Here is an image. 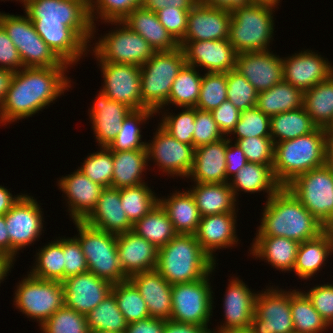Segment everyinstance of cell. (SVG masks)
Wrapping results in <instances>:
<instances>
[{
    "label": "cell",
    "mask_w": 333,
    "mask_h": 333,
    "mask_svg": "<svg viewBox=\"0 0 333 333\" xmlns=\"http://www.w3.org/2000/svg\"><path fill=\"white\" fill-rule=\"evenodd\" d=\"M22 7L36 32L63 62L73 68L90 54L93 24L88 0H27Z\"/></svg>",
    "instance_id": "cell-1"
},
{
    "label": "cell",
    "mask_w": 333,
    "mask_h": 333,
    "mask_svg": "<svg viewBox=\"0 0 333 333\" xmlns=\"http://www.w3.org/2000/svg\"><path fill=\"white\" fill-rule=\"evenodd\" d=\"M68 67H24L13 73L0 105V126L28 119L71 89ZM7 124V125H6Z\"/></svg>",
    "instance_id": "cell-2"
},
{
    "label": "cell",
    "mask_w": 333,
    "mask_h": 333,
    "mask_svg": "<svg viewBox=\"0 0 333 333\" xmlns=\"http://www.w3.org/2000/svg\"><path fill=\"white\" fill-rule=\"evenodd\" d=\"M262 209L256 236L286 237L302 243L326 229L286 187L266 200Z\"/></svg>",
    "instance_id": "cell-3"
},
{
    "label": "cell",
    "mask_w": 333,
    "mask_h": 333,
    "mask_svg": "<svg viewBox=\"0 0 333 333\" xmlns=\"http://www.w3.org/2000/svg\"><path fill=\"white\" fill-rule=\"evenodd\" d=\"M216 263L193 234H177L158 250L156 270L171 284L188 283L214 273Z\"/></svg>",
    "instance_id": "cell-4"
},
{
    "label": "cell",
    "mask_w": 333,
    "mask_h": 333,
    "mask_svg": "<svg viewBox=\"0 0 333 333\" xmlns=\"http://www.w3.org/2000/svg\"><path fill=\"white\" fill-rule=\"evenodd\" d=\"M327 138L325 128L317 127L306 135L275 143L272 170L277 182L285 187L298 175L325 165Z\"/></svg>",
    "instance_id": "cell-5"
},
{
    "label": "cell",
    "mask_w": 333,
    "mask_h": 333,
    "mask_svg": "<svg viewBox=\"0 0 333 333\" xmlns=\"http://www.w3.org/2000/svg\"><path fill=\"white\" fill-rule=\"evenodd\" d=\"M278 6L246 3L231 11L228 41L237 54L271 50L274 10Z\"/></svg>",
    "instance_id": "cell-6"
},
{
    "label": "cell",
    "mask_w": 333,
    "mask_h": 333,
    "mask_svg": "<svg viewBox=\"0 0 333 333\" xmlns=\"http://www.w3.org/2000/svg\"><path fill=\"white\" fill-rule=\"evenodd\" d=\"M186 64L185 54L181 47L173 51L155 52L143 65L141 70L142 106L157 113L167 107L172 84L178 72Z\"/></svg>",
    "instance_id": "cell-7"
},
{
    "label": "cell",
    "mask_w": 333,
    "mask_h": 333,
    "mask_svg": "<svg viewBox=\"0 0 333 333\" xmlns=\"http://www.w3.org/2000/svg\"><path fill=\"white\" fill-rule=\"evenodd\" d=\"M85 255L88 271L97 277L116 284L126 281L117 252V235L93 228L84 221H73Z\"/></svg>",
    "instance_id": "cell-8"
},
{
    "label": "cell",
    "mask_w": 333,
    "mask_h": 333,
    "mask_svg": "<svg viewBox=\"0 0 333 333\" xmlns=\"http://www.w3.org/2000/svg\"><path fill=\"white\" fill-rule=\"evenodd\" d=\"M116 26L108 33L100 35L97 41L89 44L88 51L96 61L122 63L141 66L155 53L149 43L138 33L133 32L122 21H107ZM94 47H91L93 46Z\"/></svg>",
    "instance_id": "cell-9"
},
{
    "label": "cell",
    "mask_w": 333,
    "mask_h": 333,
    "mask_svg": "<svg viewBox=\"0 0 333 333\" xmlns=\"http://www.w3.org/2000/svg\"><path fill=\"white\" fill-rule=\"evenodd\" d=\"M26 275L16 283L13 305L40 326L65 305L64 287L60 281L39 279L28 272Z\"/></svg>",
    "instance_id": "cell-10"
},
{
    "label": "cell",
    "mask_w": 333,
    "mask_h": 333,
    "mask_svg": "<svg viewBox=\"0 0 333 333\" xmlns=\"http://www.w3.org/2000/svg\"><path fill=\"white\" fill-rule=\"evenodd\" d=\"M0 24L16 46L23 67L71 68L43 41L26 14L14 15L0 12Z\"/></svg>",
    "instance_id": "cell-11"
},
{
    "label": "cell",
    "mask_w": 333,
    "mask_h": 333,
    "mask_svg": "<svg viewBox=\"0 0 333 333\" xmlns=\"http://www.w3.org/2000/svg\"><path fill=\"white\" fill-rule=\"evenodd\" d=\"M325 227L333 221V173L323 165L285 186Z\"/></svg>",
    "instance_id": "cell-12"
},
{
    "label": "cell",
    "mask_w": 333,
    "mask_h": 333,
    "mask_svg": "<svg viewBox=\"0 0 333 333\" xmlns=\"http://www.w3.org/2000/svg\"><path fill=\"white\" fill-rule=\"evenodd\" d=\"M212 274L197 281L172 285L171 320L208 328L214 310Z\"/></svg>",
    "instance_id": "cell-13"
},
{
    "label": "cell",
    "mask_w": 333,
    "mask_h": 333,
    "mask_svg": "<svg viewBox=\"0 0 333 333\" xmlns=\"http://www.w3.org/2000/svg\"><path fill=\"white\" fill-rule=\"evenodd\" d=\"M38 201L28 193L5 214L7 232L10 237V258L16 261L20 250L39 241L45 222L43 211Z\"/></svg>",
    "instance_id": "cell-14"
},
{
    "label": "cell",
    "mask_w": 333,
    "mask_h": 333,
    "mask_svg": "<svg viewBox=\"0 0 333 333\" xmlns=\"http://www.w3.org/2000/svg\"><path fill=\"white\" fill-rule=\"evenodd\" d=\"M264 290L257 291L255 311L250 326L253 333H295L290 295L296 288L287 291L279 286L269 285Z\"/></svg>",
    "instance_id": "cell-15"
},
{
    "label": "cell",
    "mask_w": 333,
    "mask_h": 333,
    "mask_svg": "<svg viewBox=\"0 0 333 333\" xmlns=\"http://www.w3.org/2000/svg\"><path fill=\"white\" fill-rule=\"evenodd\" d=\"M153 134L146 144L148 161L152 160L168 177L187 178L194 164L195 147L173 138L160 125Z\"/></svg>",
    "instance_id": "cell-16"
},
{
    "label": "cell",
    "mask_w": 333,
    "mask_h": 333,
    "mask_svg": "<svg viewBox=\"0 0 333 333\" xmlns=\"http://www.w3.org/2000/svg\"><path fill=\"white\" fill-rule=\"evenodd\" d=\"M103 77L100 89L113 101L123 103L132 110L145 109L141 97V70L139 66L97 61Z\"/></svg>",
    "instance_id": "cell-17"
},
{
    "label": "cell",
    "mask_w": 333,
    "mask_h": 333,
    "mask_svg": "<svg viewBox=\"0 0 333 333\" xmlns=\"http://www.w3.org/2000/svg\"><path fill=\"white\" fill-rule=\"evenodd\" d=\"M282 63L284 81L303 92L333 75V65L328 58L310 49L282 57Z\"/></svg>",
    "instance_id": "cell-18"
},
{
    "label": "cell",
    "mask_w": 333,
    "mask_h": 333,
    "mask_svg": "<svg viewBox=\"0 0 333 333\" xmlns=\"http://www.w3.org/2000/svg\"><path fill=\"white\" fill-rule=\"evenodd\" d=\"M179 46L184 51L186 64L201 67V71L227 73L236 69L237 53L228 39L180 41Z\"/></svg>",
    "instance_id": "cell-19"
},
{
    "label": "cell",
    "mask_w": 333,
    "mask_h": 333,
    "mask_svg": "<svg viewBox=\"0 0 333 333\" xmlns=\"http://www.w3.org/2000/svg\"><path fill=\"white\" fill-rule=\"evenodd\" d=\"M71 173L57 179L58 189L65 195L72 222L84 221L95 209L104 187L91 181L79 169Z\"/></svg>",
    "instance_id": "cell-20"
},
{
    "label": "cell",
    "mask_w": 333,
    "mask_h": 333,
    "mask_svg": "<svg viewBox=\"0 0 333 333\" xmlns=\"http://www.w3.org/2000/svg\"><path fill=\"white\" fill-rule=\"evenodd\" d=\"M62 285L65 306L83 315L101 303L112 289L111 283L90 271L69 276L62 281Z\"/></svg>",
    "instance_id": "cell-21"
},
{
    "label": "cell",
    "mask_w": 333,
    "mask_h": 333,
    "mask_svg": "<svg viewBox=\"0 0 333 333\" xmlns=\"http://www.w3.org/2000/svg\"><path fill=\"white\" fill-rule=\"evenodd\" d=\"M236 70L258 93L284 80L282 57L271 50L237 54Z\"/></svg>",
    "instance_id": "cell-22"
},
{
    "label": "cell",
    "mask_w": 333,
    "mask_h": 333,
    "mask_svg": "<svg viewBox=\"0 0 333 333\" xmlns=\"http://www.w3.org/2000/svg\"><path fill=\"white\" fill-rule=\"evenodd\" d=\"M228 281L229 284L223 298V316L225 321L211 330L212 333L251 326L257 293L252 291L237 276L231 277Z\"/></svg>",
    "instance_id": "cell-23"
},
{
    "label": "cell",
    "mask_w": 333,
    "mask_h": 333,
    "mask_svg": "<svg viewBox=\"0 0 333 333\" xmlns=\"http://www.w3.org/2000/svg\"><path fill=\"white\" fill-rule=\"evenodd\" d=\"M88 115L98 146L108 147L122 128V123L132 111L127 105L113 101L101 90L96 95Z\"/></svg>",
    "instance_id": "cell-24"
},
{
    "label": "cell",
    "mask_w": 333,
    "mask_h": 333,
    "mask_svg": "<svg viewBox=\"0 0 333 333\" xmlns=\"http://www.w3.org/2000/svg\"><path fill=\"white\" fill-rule=\"evenodd\" d=\"M231 11L197 2L188 14L187 30L181 41L228 39Z\"/></svg>",
    "instance_id": "cell-25"
},
{
    "label": "cell",
    "mask_w": 333,
    "mask_h": 333,
    "mask_svg": "<svg viewBox=\"0 0 333 333\" xmlns=\"http://www.w3.org/2000/svg\"><path fill=\"white\" fill-rule=\"evenodd\" d=\"M237 213H223L201 217L194 234L201 248L217 263V250L231 248L239 243L236 230ZM237 244V245H235Z\"/></svg>",
    "instance_id": "cell-26"
},
{
    "label": "cell",
    "mask_w": 333,
    "mask_h": 333,
    "mask_svg": "<svg viewBox=\"0 0 333 333\" xmlns=\"http://www.w3.org/2000/svg\"><path fill=\"white\" fill-rule=\"evenodd\" d=\"M158 248L133 230L117 235L118 258L124 274L129 278L139 272L156 269Z\"/></svg>",
    "instance_id": "cell-27"
},
{
    "label": "cell",
    "mask_w": 333,
    "mask_h": 333,
    "mask_svg": "<svg viewBox=\"0 0 333 333\" xmlns=\"http://www.w3.org/2000/svg\"><path fill=\"white\" fill-rule=\"evenodd\" d=\"M128 279L146 302L150 317L171 319L172 285L156 269L133 274Z\"/></svg>",
    "instance_id": "cell-28"
},
{
    "label": "cell",
    "mask_w": 333,
    "mask_h": 333,
    "mask_svg": "<svg viewBox=\"0 0 333 333\" xmlns=\"http://www.w3.org/2000/svg\"><path fill=\"white\" fill-rule=\"evenodd\" d=\"M121 205L120 189L105 187L95 209L84 222L93 228L115 235L132 231L133 224Z\"/></svg>",
    "instance_id": "cell-29"
},
{
    "label": "cell",
    "mask_w": 333,
    "mask_h": 333,
    "mask_svg": "<svg viewBox=\"0 0 333 333\" xmlns=\"http://www.w3.org/2000/svg\"><path fill=\"white\" fill-rule=\"evenodd\" d=\"M228 136L221 140L195 148L194 164L187 177L193 183H227L226 147Z\"/></svg>",
    "instance_id": "cell-30"
},
{
    "label": "cell",
    "mask_w": 333,
    "mask_h": 333,
    "mask_svg": "<svg viewBox=\"0 0 333 333\" xmlns=\"http://www.w3.org/2000/svg\"><path fill=\"white\" fill-rule=\"evenodd\" d=\"M299 242L279 236H256L249 247L250 255L271 265L278 271L290 273L294 269Z\"/></svg>",
    "instance_id": "cell-31"
},
{
    "label": "cell",
    "mask_w": 333,
    "mask_h": 333,
    "mask_svg": "<svg viewBox=\"0 0 333 333\" xmlns=\"http://www.w3.org/2000/svg\"><path fill=\"white\" fill-rule=\"evenodd\" d=\"M133 32L141 35L155 52L173 51L179 43L159 22L156 12L138 7L132 10L123 20Z\"/></svg>",
    "instance_id": "cell-32"
},
{
    "label": "cell",
    "mask_w": 333,
    "mask_h": 333,
    "mask_svg": "<svg viewBox=\"0 0 333 333\" xmlns=\"http://www.w3.org/2000/svg\"><path fill=\"white\" fill-rule=\"evenodd\" d=\"M193 185H191L192 188L190 186V189H187L194 197L201 217L214 214L236 213L240 210L237 206L239 200L237 201L234 197L229 182L214 184L194 183Z\"/></svg>",
    "instance_id": "cell-33"
},
{
    "label": "cell",
    "mask_w": 333,
    "mask_h": 333,
    "mask_svg": "<svg viewBox=\"0 0 333 333\" xmlns=\"http://www.w3.org/2000/svg\"><path fill=\"white\" fill-rule=\"evenodd\" d=\"M333 254L332 240L325 230L316 238L304 241L299 244L296 262L292 272H295L299 279L308 280L317 275L326 266V262ZM330 256V257H329Z\"/></svg>",
    "instance_id": "cell-34"
},
{
    "label": "cell",
    "mask_w": 333,
    "mask_h": 333,
    "mask_svg": "<svg viewBox=\"0 0 333 333\" xmlns=\"http://www.w3.org/2000/svg\"><path fill=\"white\" fill-rule=\"evenodd\" d=\"M273 165L248 162L236 175L229 180V184L236 200L239 192L249 194L267 193L268 200L282 186L277 182L272 170Z\"/></svg>",
    "instance_id": "cell-35"
},
{
    "label": "cell",
    "mask_w": 333,
    "mask_h": 333,
    "mask_svg": "<svg viewBox=\"0 0 333 333\" xmlns=\"http://www.w3.org/2000/svg\"><path fill=\"white\" fill-rule=\"evenodd\" d=\"M174 191L168 197H159V204L168 214L178 234L194 235L201 219L194 197L185 189L181 192Z\"/></svg>",
    "instance_id": "cell-36"
},
{
    "label": "cell",
    "mask_w": 333,
    "mask_h": 333,
    "mask_svg": "<svg viewBox=\"0 0 333 333\" xmlns=\"http://www.w3.org/2000/svg\"><path fill=\"white\" fill-rule=\"evenodd\" d=\"M112 154L114 163L112 188L120 189L146 183L142 177L149 166L147 149L112 152Z\"/></svg>",
    "instance_id": "cell-37"
},
{
    "label": "cell",
    "mask_w": 333,
    "mask_h": 333,
    "mask_svg": "<svg viewBox=\"0 0 333 333\" xmlns=\"http://www.w3.org/2000/svg\"><path fill=\"white\" fill-rule=\"evenodd\" d=\"M303 91L282 81L270 89L259 92L256 107L271 117L303 107Z\"/></svg>",
    "instance_id": "cell-38"
},
{
    "label": "cell",
    "mask_w": 333,
    "mask_h": 333,
    "mask_svg": "<svg viewBox=\"0 0 333 333\" xmlns=\"http://www.w3.org/2000/svg\"><path fill=\"white\" fill-rule=\"evenodd\" d=\"M270 126V136L274 143L295 139L317 128L303 107L271 116Z\"/></svg>",
    "instance_id": "cell-39"
},
{
    "label": "cell",
    "mask_w": 333,
    "mask_h": 333,
    "mask_svg": "<svg viewBox=\"0 0 333 333\" xmlns=\"http://www.w3.org/2000/svg\"><path fill=\"white\" fill-rule=\"evenodd\" d=\"M37 249L34 265L28 273L43 280H64V238L56 237L53 241Z\"/></svg>",
    "instance_id": "cell-40"
},
{
    "label": "cell",
    "mask_w": 333,
    "mask_h": 333,
    "mask_svg": "<svg viewBox=\"0 0 333 333\" xmlns=\"http://www.w3.org/2000/svg\"><path fill=\"white\" fill-rule=\"evenodd\" d=\"M133 231L158 249L165 246L178 234L169 220L168 214L159 203L133 225Z\"/></svg>",
    "instance_id": "cell-41"
},
{
    "label": "cell",
    "mask_w": 333,
    "mask_h": 333,
    "mask_svg": "<svg viewBox=\"0 0 333 333\" xmlns=\"http://www.w3.org/2000/svg\"><path fill=\"white\" fill-rule=\"evenodd\" d=\"M303 108L317 127L326 128L333 120V75L303 93Z\"/></svg>",
    "instance_id": "cell-42"
},
{
    "label": "cell",
    "mask_w": 333,
    "mask_h": 333,
    "mask_svg": "<svg viewBox=\"0 0 333 333\" xmlns=\"http://www.w3.org/2000/svg\"><path fill=\"white\" fill-rule=\"evenodd\" d=\"M290 295V308L295 333H325L331 329L322 316L315 310L311 300L301 290Z\"/></svg>",
    "instance_id": "cell-43"
},
{
    "label": "cell",
    "mask_w": 333,
    "mask_h": 333,
    "mask_svg": "<svg viewBox=\"0 0 333 333\" xmlns=\"http://www.w3.org/2000/svg\"><path fill=\"white\" fill-rule=\"evenodd\" d=\"M154 111L150 109L132 110L122 123V128L115 139L108 146L112 152L146 149V141H142V126L154 118ZM148 120V121H147Z\"/></svg>",
    "instance_id": "cell-44"
},
{
    "label": "cell",
    "mask_w": 333,
    "mask_h": 333,
    "mask_svg": "<svg viewBox=\"0 0 333 333\" xmlns=\"http://www.w3.org/2000/svg\"><path fill=\"white\" fill-rule=\"evenodd\" d=\"M196 67L185 64L176 76L166 105L195 108L198 102L202 74Z\"/></svg>",
    "instance_id": "cell-45"
},
{
    "label": "cell",
    "mask_w": 333,
    "mask_h": 333,
    "mask_svg": "<svg viewBox=\"0 0 333 333\" xmlns=\"http://www.w3.org/2000/svg\"><path fill=\"white\" fill-rule=\"evenodd\" d=\"M152 190L147 182L120 188L121 207L133 225L159 203V197Z\"/></svg>",
    "instance_id": "cell-46"
},
{
    "label": "cell",
    "mask_w": 333,
    "mask_h": 333,
    "mask_svg": "<svg viewBox=\"0 0 333 333\" xmlns=\"http://www.w3.org/2000/svg\"><path fill=\"white\" fill-rule=\"evenodd\" d=\"M85 316L89 331L125 332L128 324L112 292Z\"/></svg>",
    "instance_id": "cell-47"
},
{
    "label": "cell",
    "mask_w": 333,
    "mask_h": 333,
    "mask_svg": "<svg viewBox=\"0 0 333 333\" xmlns=\"http://www.w3.org/2000/svg\"><path fill=\"white\" fill-rule=\"evenodd\" d=\"M111 292L127 323L150 317L146 302L129 279L113 284Z\"/></svg>",
    "instance_id": "cell-48"
},
{
    "label": "cell",
    "mask_w": 333,
    "mask_h": 333,
    "mask_svg": "<svg viewBox=\"0 0 333 333\" xmlns=\"http://www.w3.org/2000/svg\"><path fill=\"white\" fill-rule=\"evenodd\" d=\"M142 0H88L92 22V40H95L96 22L122 21L132 10L141 6ZM97 16V17H96ZM96 21V22H95Z\"/></svg>",
    "instance_id": "cell-49"
},
{
    "label": "cell",
    "mask_w": 333,
    "mask_h": 333,
    "mask_svg": "<svg viewBox=\"0 0 333 333\" xmlns=\"http://www.w3.org/2000/svg\"><path fill=\"white\" fill-rule=\"evenodd\" d=\"M162 109L156 113V115H160V112L162 113V119L160 118V122L158 124L169 135L181 143L193 145V133L195 130V108L182 107V110L177 114H172L169 112V110H165V107Z\"/></svg>",
    "instance_id": "cell-50"
},
{
    "label": "cell",
    "mask_w": 333,
    "mask_h": 333,
    "mask_svg": "<svg viewBox=\"0 0 333 333\" xmlns=\"http://www.w3.org/2000/svg\"><path fill=\"white\" fill-rule=\"evenodd\" d=\"M84 159L78 169L94 183L104 188L111 187L114 171L112 151L108 147H99Z\"/></svg>",
    "instance_id": "cell-51"
},
{
    "label": "cell",
    "mask_w": 333,
    "mask_h": 333,
    "mask_svg": "<svg viewBox=\"0 0 333 333\" xmlns=\"http://www.w3.org/2000/svg\"><path fill=\"white\" fill-rule=\"evenodd\" d=\"M270 128V117L265 115L257 107H253L241 112L239 121L228 135V139L229 141L234 142L239 139L250 137L271 138ZM231 135L235 136L233 138L235 140L230 138Z\"/></svg>",
    "instance_id": "cell-52"
},
{
    "label": "cell",
    "mask_w": 333,
    "mask_h": 333,
    "mask_svg": "<svg viewBox=\"0 0 333 333\" xmlns=\"http://www.w3.org/2000/svg\"><path fill=\"white\" fill-rule=\"evenodd\" d=\"M197 109L212 111L227 100V73H202Z\"/></svg>",
    "instance_id": "cell-53"
},
{
    "label": "cell",
    "mask_w": 333,
    "mask_h": 333,
    "mask_svg": "<svg viewBox=\"0 0 333 333\" xmlns=\"http://www.w3.org/2000/svg\"><path fill=\"white\" fill-rule=\"evenodd\" d=\"M39 328L41 333H89L86 316L65 305L54 312Z\"/></svg>",
    "instance_id": "cell-54"
},
{
    "label": "cell",
    "mask_w": 333,
    "mask_h": 333,
    "mask_svg": "<svg viewBox=\"0 0 333 333\" xmlns=\"http://www.w3.org/2000/svg\"><path fill=\"white\" fill-rule=\"evenodd\" d=\"M227 100L241 112L256 107L258 92L236 69L227 72Z\"/></svg>",
    "instance_id": "cell-55"
},
{
    "label": "cell",
    "mask_w": 333,
    "mask_h": 333,
    "mask_svg": "<svg viewBox=\"0 0 333 333\" xmlns=\"http://www.w3.org/2000/svg\"><path fill=\"white\" fill-rule=\"evenodd\" d=\"M241 148L248 162L273 165L275 143L272 138H244L234 141Z\"/></svg>",
    "instance_id": "cell-56"
},
{
    "label": "cell",
    "mask_w": 333,
    "mask_h": 333,
    "mask_svg": "<svg viewBox=\"0 0 333 333\" xmlns=\"http://www.w3.org/2000/svg\"><path fill=\"white\" fill-rule=\"evenodd\" d=\"M195 130L193 133V146L210 144L226 137L216 124L211 111L195 108Z\"/></svg>",
    "instance_id": "cell-57"
},
{
    "label": "cell",
    "mask_w": 333,
    "mask_h": 333,
    "mask_svg": "<svg viewBox=\"0 0 333 333\" xmlns=\"http://www.w3.org/2000/svg\"><path fill=\"white\" fill-rule=\"evenodd\" d=\"M307 291V292H306ZM304 293L311 300L315 310L322 316L326 323L333 326V283H324L311 287Z\"/></svg>",
    "instance_id": "cell-58"
},
{
    "label": "cell",
    "mask_w": 333,
    "mask_h": 333,
    "mask_svg": "<svg viewBox=\"0 0 333 333\" xmlns=\"http://www.w3.org/2000/svg\"><path fill=\"white\" fill-rule=\"evenodd\" d=\"M189 10L169 6L156 12L159 22L178 43L186 33Z\"/></svg>",
    "instance_id": "cell-59"
},
{
    "label": "cell",
    "mask_w": 333,
    "mask_h": 333,
    "mask_svg": "<svg viewBox=\"0 0 333 333\" xmlns=\"http://www.w3.org/2000/svg\"><path fill=\"white\" fill-rule=\"evenodd\" d=\"M88 271L85 255L78 239L64 237V279Z\"/></svg>",
    "instance_id": "cell-60"
},
{
    "label": "cell",
    "mask_w": 333,
    "mask_h": 333,
    "mask_svg": "<svg viewBox=\"0 0 333 333\" xmlns=\"http://www.w3.org/2000/svg\"><path fill=\"white\" fill-rule=\"evenodd\" d=\"M23 68L16 46L0 24V69H6L15 73Z\"/></svg>",
    "instance_id": "cell-61"
},
{
    "label": "cell",
    "mask_w": 333,
    "mask_h": 333,
    "mask_svg": "<svg viewBox=\"0 0 333 333\" xmlns=\"http://www.w3.org/2000/svg\"><path fill=\"white\" fill-rule=\"evenodd\" d=\"M211 113L219 129L225 136H228L239 121L241 111L226 100L213 109Z\"/></svg>",
    "instance_id": "cell-62"
},
{
    "label": "cell",
    "mask_w": 333,
    "mask_h": 333,
    "mask_svg": "<svg viewBox=\"0 0 333 333\" xmlns=\"http://www.w3.org/2000/svg\"><path fill=\"white\" fill-rule=\"evenodd\" d=\"M247 163L243 150L235 142L229 141L226 147V178H233Z\"/></svg>",
    "instance_id": "cell-63"
},
{
    "label": "cell",
    "mask_w": 333,
    "mask_h": 333,
    "mask_svg": "<svg viewBox=\"0 0 333 333\" xmlns=\"http://www.w3.org/2000/svg\"><path fill=\"white\" fill-rule=\"evenodd\" d=\"M166 320L148 317L128 323L125 333H164Z\"/></svg>",
    "instance_id": "cell-64"
},
{
    "label": "cell",
    "mask_w": 333,
    "mask_h": 333,
    "mask_svg": "<svg viewBox=\"0 0 333 333\" xmlns=\"http://www.w3.org/2000/svg\"><path fill=\"white\" fill-rule=\"evenodd\" d=\"M196 3L197 0H142L141 7L157 12L169 6L179 9H191Z\"/></svg>",
    "instance_id": "cell-65"
},
{
    "label": "cell",
    "mask_w": 333,
    "mask_h": 333,
    "mask_svg": "<svg viewBox=\"0 0 333 333\" xmlns=\"http://www.w3.org/2000/svg\"><path fill=\"white\" fill-rule=\"evenodd\" d=\"M212 328L167 320L164 333H212Z\"/></svg>",
    "instance_id": "cell-66"
},
{
    "label": "cell",
    "mask_w": 333,
    "mask_h": 333,
    "mask_svg": "<svg viewBox=\"0 0 333 333\" xmlns=\"http://www.w3.org/2000/svg\"><path fill=\"white\" fill-rule=\"evenodd\" d=\"M18 194L13 195L10 189L0 185V215H5L23 195V193Z\"/></svg>",
    "instance_id": "cell-67"
},
{
    "label": "cell",
    "mask_w": 333,
    "mask_h": 333,
    "mask_svg": "<svg viewBox=\"0 0 333 333\" xmlns=\"http://www.w3.org/2000/svg\"><path fill=\"white\" fill-rule=\"evenodd\" d=\"M207 6L232 11L240 5L246 4L245 0H197Z\"/></svg>",
    "instance_id": "cell-68"
},
{
    "label": "cell",
    "mask_w": 333,
    "mask_h": 333,
    "mask_svg": "<svg viewBox=\"0 0 333 333\" xmlns=\"http://www.w3.org/2000/svg\"><path fill=\"white\" fill-rule=\"evenodd\" d=\"M0 253L10 257V237L7 232L5 215H0Z\"/></svg>",
    "instance_id": "cell-69"
},
{
    "label": "cell",
    "mask_w": 333,
    "mask_h": 333,
    "mask_svg": "<svg viewBox=\"0 0 333 333\" xmlns=\"http://www.w3.org/2000/svg\"><path fill=\"white\" fill-rule=\"evenodd\" d=\"M12 76H13L12 71L6 69H0V105L2 104L5 98Z\"/></svg>",
    "instance_id": "cell-70"
},
{
    "label": "cell",
    "mask_w": 333,
    "mask_h": 333,
    "mask_svg": "<svg viewBox=\"0 0 333 333\" xmlns=\"http://www.w3.org/2000/svg\"><path fill=\"white\" fill-rule=\"evenodd\" d=\"M14 263L15 261L9 256L0 253V284L5 281V278L8 276L7 274L14 268Z\"/></svg>",
    "instance_id": "cell-71"
},
{
    "label": "cell",
    "mask_w": 333,
    "mask_h": 333,
    "mask_svg": "<svg viewBox=\"0 0 333 333\" xmlns=\"http://www.w3.org/2000/svg\"><path fill=\"white\" fill-rule=\"evenodd\" d=\"M325 165L333 173V135H328L327 138Z\"/></svg>",
    "instance_id": "cell-72"
},
{
    "label": "cell",
    "mask_w": 333,
    "mask_h": 333,
    "mask_svg": "<svg viewBox=\"0 0 333 333\" xmlns=\"http://www.w3.org/2000/svg\"><path fill=\"white\" fill-rule=\"evenodd\" d=\"M246 3L252 4H263V5H271V6H278L280 4V0H245Z\"/></svg>",
    "instance_id": "cell-73"
},
{
    "label": "cell",
    "mask_w": 333,
    "mask_h": 333,
    "mask_svg": "<svg viewBox=\"0 0 333 333\" xmlns=\"http://www.w3.org/2000/svg\"><path fill=\"white\" fill-rule=\"evenodd\" d=\"M218 333H253L250 327L238 328V329H229L225 331H219Z\"/></svg>",
    "instance_id": "cell-74"
},
{
    "label": "cell",
    "mask_w": 333,
    "mask_h": 333,
    "mask_svg": "<svg viewBox=\"0 0 333 333\" xmlns=\"http://www.w3.org/2000/svg\"><path fill=\"white\" fill-rule=\"evenodd\" d=\"M325 230L329 233L331 240H332V246H333V221L326 227Z\"/></svg>",
    "instance_id": "cell-75"
},
{
    "label": "cell",
    "mask_w": 333,
    "mask_h": 333,
    "mask_svg": "<svg viewBox=\"0 0 333 333\" xmlns=\"http://www.w3.org/2000/svg\"><path fill=\"white\" fill-rule=\"evenodd\" d=\"M325 130L327 131L328 135H333V120H332L331 123L325 128Z\"/></svg>",
    "instance_id": "cell-76"
},
{
    "label": "cell",
    "mask_w": 333,
    "mask_h": 333,
    "mask_svg": "<svg viewBox=\"0 0 333 333\" xmlns=\"http://www.w3.org/2000/svg\"><path fill=\"white\" fill-rule=\"evenodd\" d=\"M89 333H125V332H112V331H107V330H92V331H89Z\"/></svg>",
    "instance_id": "cell-77"
},
{
    "label": "cell",
    "mask_w": 333,
    "mask_h": 333,
    "mask_svg": "<svg viewBox=\"0 0 333 333\" xmlns=\"http://www.w3.org/2000/svg\"><path fill=\"white\" fill-rule=\"evenodd\" d=\"M4 1V0H3ZM7 1V0H5ZM9 1V0H8ZM12 1V0H11ZM16 2L19 1L21 4H24L27 0H15Z\"/></svg>",
    "instance_id": "cell-78"
}]
</instances>
